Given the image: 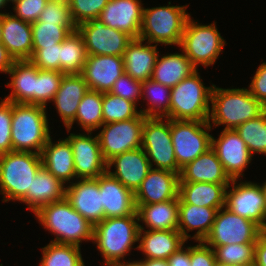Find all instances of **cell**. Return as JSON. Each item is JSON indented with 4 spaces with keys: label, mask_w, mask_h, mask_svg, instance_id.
I'll list each match as a JSON object with an SVG mask.
<instances>
[{
    "label": "cell",
    "mask_w": 266,
    "mask_h": 266,
    "mask_svg": "<svg viewBox=\"0 0 266 266\" xmlns=\"http://www.w3.org/2000/svg\"><path fill=\"white\" fill-rule=\"evenodd\" d=\"M79 180L75 183L69 182L71 185L66 187L65 198L78 213L95 226L104 219L99 177Z\"/></svg>",
    "instance_id": "cell-17"
},
{
    "label": "cell",
    "mask_w": 266,
    "mask_h": 266,
    "mask_svg": "<svg viewBox=\"0 0 266 266\" xmlns=\"http://www.w3.org/2000/svg\"><path fill=\"white\" fill-rule=\"evenodd\" d=\"M143 42L140 38L133 39L123 55L124 73L141 82L151 79L159 55L156 44Z\"/></svg>",
    "instance_id": "cell-27"
},
{
    "label": "cell",
    "mask_w": 266,
    "mask_h": 266,
    "mask_svg": "<svg viewBox=\"0 0 266 266\" xmlns=\"http://www.w3.org/2000/svg\"><path fill=\"white\" fill-rule=\"evenodd\" d=\"M165 120L160 117H144L141 148L145 151L151 168L153 162L156 169L180 174L181 168L177 165L172 144L170 119Z\"/></svg>",
    "instance_id": "cell-10"
},
{
    "label": "cell",
    "mask_w": 266,
    "mask_h": 266,
    "mask_svg": "<svg viewBox=\"0 0 266 266\" xmlns=\"http://www.w3.org/2000/svg\"><path fill=\"white\" fill-rule=\"evenodd\" d=\"M86 134H74L66 138L71 145L75 174L78 179H96L107 172V162L104 160L99 138Z\"/></svg>",
    "instance_id": "cell-15"
},
{
    "label": "cell",
    "mask_w": 266,
    "mask_h": 266,
    "mask_svg": "<svg viewBox=\"0 0 266 266\" xmlns=\"http://www.w3.org/2000/svg\"><path fill=\"white\" fill-rule=\"evenodd\" d=\"M110 93L136 104L141 98L142 82L133 79L130 75L123 73L113 84Z\"/></svg>",
    "instance_id": "cell-47"
},
{
    "label": "cell",
    "mask_w": 266,
    "mask_h": 266,
    "mask_svg": "<svg viewBox=\"0 0 266 266\" xmlns=\"http://www.w3.org/2000/svg\"><path fill=\"white\" fill-rule=\"evenodd\" d=\"M139 227L140 243L136 249L143 252L144 259L167 260L186 242L179 230H145L143 226Z\"/></svg>",
    "instance_id": "cell-24"
},
{
    "label": "cell",
    "mask_w": 266,
    "mask_h": 266,
    "mask_svg": "<svg viewBox=\"0 0 266 266\" xmlns=\"http://www.w3.org/2000/svg\"><path fill=\"white\" fill-rule=\"evenodd\" d=\"M138 215L105 218L94 226L93 243L105 259L104 266H114L128 255L139 240Z\"/></svg>",
    "instance_id": "cell-3"
},
{
    "label": "cell",
    "mask_w": 266,
    "mask_h": 266,
    "mask_svg": "<svg viewBox=\"0 0 266 266\" xmlns=\"http://www.w3.org/2000/svg\"><path fill=\"white\" fill-rule=\"evenodd\" d=\"M208 122L224 129H236L262 114L266 107L246 88L223 89L213 85Z\"/></svg>",
    "instance_id": "cell-1"
},
{
    "label": "cell",
    "mask_w": 266,
    "mask_h": 266,
    "mask_svg": "<svg viewBox=\"0 0 266 266\" xmlns=\"http://www.w3.org/2000/svg\"><path fill=\"white\" fill-rule=\"evenodd\" d=\"M34 215L46 230L56 235L51 242L80 247L82 241L93 240L94 226L66 198L42 206Z\"/></svg>",
    "instance_id": "cell-2"
},
{
    "label": "cell",
    "mask_w": 266,
    "mask_h": 266,
    "mask_svg": "<svg viewBox=\"0 0 266 266\" xmlns=\"http://www.w3.org/2000/svg\"><path fill=\"white\" fill-rule=\"evenodd\" d=\"M179 174L151 168L148 175L136 190V204H154L172 199H179Z\"/></svg>",
    "instance_id": "cell-20"
},
{
    "label": "cell",
    "mask_w": 266,
    "mask_h": 266,
    "mask_svg": "<svg viewBox=\"0 0 266 266\" xmlns=\"http://www.w3.org/2000/svg\"><path fill=\"white\" fill-rule=\"evenodd\" d=\"M231 184L208 182H179V204H193L202 207L224 208L226 189Z\"/></svg>",
    "instance_id": "cell-30"
},
{
    "label": "cell",
    "mask_w": 266,
    "mask_h": 266,
    "mask_svg": "<svg viewBox=\"0 0 266 266\" xmlns=\"http://www.w3.org/2000/svg\"><path fill=\"white\" fill-rule=\"evenodd\" d=\"M16 60L0 41V72L7 73Z\"/></svg>",
    "instance_id": "cell-54"
},
{
    "label": "cell",
    "mask_w": 266,
    "mask_h": 266,
    "mask_svg": "<svg viewBox=\"0 0 266 266\" xmlns=\"http://www.w3.org/2000/svg\"><path fill=\"white\" fill-rule=\"evenodd\" d=\"M10 1L13 3V2L16 1V0H7V2H10Z\"/></svg>",
    "instance_id": "cell-61"
},
{
    "label": "cell",
    "mask_w": 266,
    "mask_h": 266,
    "mask_svg": "<svg viewBox=\"0 0 266 266\" xmlns=\"http://www.w3.org/2000/svg\"><path fill=\"white\" fill-rule=\"evenodd\" d=\"M7 74L12 89L5 99L18 104L36 105L37 67L30 60H16Z\"/></svg>",
    "instance_id": "cell-29"
},
{
    "label": "cell",
    "mask_w": 266,
    "mask_h": 266,
    "mask_svg": "<svg viewBox=\"0 0 266 266\" xmlns=\"http://www.w3.org/2000/svg\"><path fill=\"white\" fill-rule=\"evenodd\" d=\"M215 266H234V265L222 264V263L217 262Z\"/></svg>",
    "instance_id": "cell-60"
},
{
    "label": "cell",
    "mask_w": 266,
    "mask_h": 266,
    "mask_svg": "<svg viewBox=\"0 0 266 266\" xmlns=\"http://www.w3.org/2000/svg\"><path fill=\"white\" fill-rule=\"evenodd\" d=\"M237 181L232 179V189H226L225 207L266 230V205L261 185L247 181L237 184Z\"/></svg>",
    "instance_id": "cell-13"
},
{
    "label": "cell",
    "mask_w": 266,
    "mask_h": 266,
    "mask_svg": "<svg viewBox=\"0 0 266 266\" xmlns=\"http://www.w3.org/2000/svg\"><path fill=\"white\" fill-rule=\"evenodd\" d=\"M42 167L40 154L12 151L0 155V192L3 202L19 201L31 190V184Z\"/></svg>",
    "instance_id": "cell-5"
},
{
    "label": "cell",
    "mask_w": 266,
    "mask_h": 266,
    "mask_svg": "<svg viewBox=\"0 0 266 266\" xmlns=\"http://www.w3.org/2000/svg\"><path fill=\"white\" fill-rule=\"evenodd\" d=\"M142 5L141 0H109L97 20L136 39L142 24Z\"/></svg>",
    "instance_id": "cell-18"
},
{
    "label": "cell",
    "mask_w": 266,
    "mask_h": 266,
    "mask_svg": "<svg viewBox=\"0 0 266 266\" xmlns=\"http://www.w3.org/2000/svg\"><path fill=\"white\" fill-rule=\"evenodd\" d=\"M36 22L75 25L70 15L68 0H48Z\"/></svg>",
    "instance_id": "cell-45"
},
{
    "label": "cell",
    "mask_w": 266,
    "mask_h": 266,
    "mask_svg": "<svg viewBox=\"0 0 266 266\" xmlns=\"http://www.w3.org/2000/svg\"><path fill=\"white\" fill-rule=\"evenodd\" d=\"M115 167L111 172L110 168ZM151 169L150 161L142 148L126 151L107 162V172L134 193Z\"/></svg>",
    "instance_id": "cell-21"
},
{
    "label": "cell",
    "mask_w": 266,
    "mask_h": 266,
    "mask_svg": "<svg viewBox=\"0 0 266 266\" xmlns=\"http://www.w3.org/2000/svg\"><path fill=\"white\" fill-rule=\"evenodd\" d=\"M114 266H144L143 264H142V261L140 260V261H133V262H119V263H117V264H115Z\"/></svg>",
    "instance_id": "cell-56"
},
{
    "label": "cell",
    "mask_w": 266,
    "mask_h": 266,
    "mask_svg": "<svg viewBox=\"0 0 266 266\" xmlns=\"http://www.w3.org/2000/svg\"><path fill=\"white\" fill-rule=\"evenodd\" d=\"M198 243L191 247V266H215L217 261L213 248L203 241Z\"/></svg>",
    "instance_id": "cell-50"
},
{
    "label": "cell",
    "mask_w": 266,
    "mask_h": 266,
    "mask_svg": "<svg viewBox=\"0 0 266 266\" xmlns=\"http://www.w3.org/2000/svg\"><path fill=\"white\" fill-rule=\"evenodd\" d=\"M213 84L205 87L198 69L171 88L169 113L173 120L208 121Z\"/></svg>",
    "instance_id": "cell-6"
},
{
    "label": "cell",
    "mask_w": 266,
    "mask_h": 266,
    "mask_svg": "<svg viewBox=\"0 0 266 266\" xmlns=\"http://www.w3.org/2000/svg\"><path fill=\"white\" fill-rule=\"evenodd\" d=\"M225 40L217 30L215 22L202 25L187 19L180 46L184 54L197 68L213 65L224 48Z\"/></svg>",
    "instance_id": "cell-8"
},
{
    "label": "cell",
    "mask_w": 266,
    "mask_h": 266,
    "mask_svg": "<svg viewBox=\"0 0 266 266\" xmlns=\"http://www.w3.org/2000/svg\"><path fill=\"white\" fill-rule=\"evenodd\" d=\"M40 156L42 166L62 183L76 178L72 148L67 139L53 143L50 136Z\"/></svg>",
    "instance_id": "cell-31"
},
{
    "label": "cell",
    "mask_w": 266,
    "mask_h": 266,
    "mask_svg": "<svg viewBox=\"0 0 266 266\" xmlns=\"http://www.w3.org/2000/svg\"><path fill=\"white\" fill-rule=\"evenodd\" d=\"M263 231L252 220L241 217L224 207L218 210L211 230L203 242L209 246L256 243Z\"/></svg>",
    "instance_id": "cell-11"
},
{
    "label": "cell",
    "mask_w": 266,
    "mask_h": 266,
    "mask_svg": "<svg viewBox=\"0 0 266 266\" xmlns=\"http://www.w3.org/2000/svg\"><path fill=\"white\" fill-rule=\"evenodd\" d=\"M88 91L81 74H64L54 99L57 112L66 128L75 120L80 101Z\"/></svg>",
    "instance_id": "cell-25"
},
{
    "label": "cell",
    "mask_w": 266,
    "mask_h": 266,
    "mask_svg": "<svg viewBox=\"0 0 266 266\" xmlns=\"http://www.w3.org/2000/svg\"><path fill=\"white\" fill-rule=\"evenodd\" d=\"M235 130L246 143L252 156L253 153L266 154V110Z\"/></svg>",
    "instance_id": "cell-40"
},
{
    "label": "cell",
    "mask_w": 266,
    "mask_h": 266,
    "mask_svg": "<svg viewBox=\"0 0 266 266\" xmlns=\"http://www.w3.org/2000/svg\"><path fill=\"white\" fill-rule=\"evenodd\" d=\"M63 76L60 71L37 68L36 105L46 107L54 99Z\"/></svg>",
    "instance_id": "cell-43"
},
{
    "label": "cell",
    "mask_w": 266,
    "mask_h": 266,
    "mask_svg": "<svg viewBox=\"0 0 266 266\" xmlns=\"http://www.w3.org/2000/svg\"><path fill=\"white\" fill-rule=\"evenodd\" d=\"M102 100L103 93L88 89L79 103L74 122L67 127V132H70L75 121L86 132L92 133L95 129H101L104 124Z\"/></svg>",
    "instance_id": "cell-35"
},
{
    "label": "cell",
    "mask_w": 266,
    "mask_h": 266,
    "mask_svg": "<svg viewBox=\"0 0 266 266\" xmlns=\"http://www.w3.org/2000/svg\"><path fill=\"white\" fill-rule=\"evenodd\" d=\"M38 69L60 71L61 42L38 49L29 59Z\"/></svg>",
    "instance_id": "cell-46"
},
{
    "label": "cell",
    "mask_w": 266,
    "mask_h": 266,
    "mask_svg": "<svg viewBox=\"0 0 266 266\" xmlns=\"http://www.w3.org/2000/svg\"><path fill=\"white\" fill-rule=\"evenodd\" d=\"M218 209L202 207L193 204H179L178 230L187 241L194 239L203 241L211 230ZM186 229V230H185ZM196 229L197 232L191 237L187 232Z\"/></svg>",
    "instance_id": "cell-32"
},
{
    "label": "cell",
    "mask_w": 266,
    "mask_h": 266,
    "mask_svg": "<svg viewBox=\"0 0 266 266\" xmlns=\"http://www.w3.org/2000/svg\"><path fill=\"white\" fill-rule=\"evenodd\" d=\"M141 98L148 100V108L140 110L144 117L164 118L169 113L171 88L152 79L142 82ZM144 96V97H143Z\"/></svg>",
    "instance_id": "cell-37"
},
{
    "label": "cell",
    "mask_w": 266,
    "mask_h": 266,
    "mask_svg": "<svg viewBox=\"0 0 266 266\" xmlns=\"http://www.w3.org/2000/svg\"><path fill=\"white\" fill-rule=\"evenodd\" d=\"M104 219L137 214L135 194L108 172L99 176Z\"/></svg>",
    "instance_id": "cell-22"
},
{
    "label": "cell",
    "mask_w": 266,
    "mask_h": 266,
    "mask_svg": "<svg viewBox=\"0 0 266 266\" xmlns=\"http://www.w3.org/2000/svg\"><path fill=\"white\" fill-rule=\"evenodd\" d=\"M87 57L84 39L76 29L61 42L60 72L63 74H81Z\"/></svg>",
    "instance_id": "cell-36"
},
{
    "label": "cell",
    "mask_w": 266,
    "mask_h": 266,
    "mask_svg": "<svg viewBox=\"0 0 266 266\" xmlns=\"http://www.w3.org/2000/svg\"><path fill=\"white\" fill-rule=\"evenodd\" d=\"M2 21H3V13H0V41L2 39Z\"/></svg>",
    "instance_id": "cell-58"
},
{
    "label": "cell",
    "mask_w": 266,
    "mask_h": 266,
    "mask_svg": "<svg viewBox=\"0 0 266 266\" xmlns=\"http://www.w3.org/2000/svg\"><path fill=\"white\" fill-rule=\"evenodd\" d=\"M43 166L34 177L31 190L20 200L36 213L42 206L65 198L66 187Z\"/></svg>",
    "instance_id": "cell-28"
},
{
    "label": "cell",
    "mask_w": 266,
    "mask_h": 266,
    "mask_svg": "<svg viewBox=\"0 0 266 266\" xmlns=\"http://www.w3.org/2000/svg\"><path fill=\"white\" fill-rule=\"evenodd\" d=\"M211 148L231 179L244 176L242 172L252 160V154L235 129H223L218 139L211 136Z\"/></svg>",
    "instance_id": "cell-16"
},
{
    "label": "cell",
    "mask_w": 266,
    "mask_h": 266,
    "mask_svg": "<svg viewBox=\"0 0 266 266\" xmlns=\"http://www.w3.org/2000/svg\"><path fill=\"white\" fill-rule=\"evenodd\" d=\"M159 56L160 54L156 60L151 79L170 88L197 70L183 51L182 53L162 55L161 58Z\"/></svg>",
    "instance_id": "cell-34"
},
{
    "label": "cell",
    "mask_w": 266,
    "mask_h": 266,
    "mask_svg": "<svg viewBox=\"0 0 266 266\" xmlns=\"http://www.w3.org/2000/svg\"><path fill=\"white\" fill-rule=\"evenodd\" d=\"M144 8L139 38L149 43L180 46L187 19L185 6ZM187 6V7H186Z\"/></svg>",
    "instance_id": "cell-7"
},
{
    "label": "cell",
    "mask_w": 266,
    "mask_h": 266,
    "mask_svg": "<svg viewBox=\"0 0 266 266\" xmlns=\"http://www.w3.org/2000/svg\"><path fill=\"white\" fill-rule=\"evenodd\" d=\"M211 129L208 121L170 119L172 144L180 168L211 148V134L207 132Z\"/></svg>",
    "instance_id": "cell-9"
},
{
    "label": "cell",
    "mask_w": 266,
    "mask_h": 266,
    "mask_svg": "<svg viewBox=\"0 0 266 266\" xmlns=\"http://www.w3.org/2000/svg\"><path fill=\"white\" fill-rule=\"evenodd\" d=\"M0 155L12 152L11 122L12 102L6 99L0 100Z\"/></svg>",
    "instance_id": "cell-48"
},
{
    "label": "cell",
    "mask_w": 266,
    "mask_h": 266,
    "mask_svg": "<svg viewBox=\"0 0 266 266\" xmlns=\"http://www.w3.org/2000/svg\"><path fill=\"white\" fill-rule=\"evenodd\" d=\"M248 90L266 107V62L257 68Z\"/></svg>",
    "instance_id": "cell-51"
},
{
    "label": "cell",
    "mask_w": 266,
    "mask_h": 266,
    "mask_svg": "<svg viewBox=\"0 0 266 266\" xmlns=\"http://www.w3.org/2000/svg\"><path fill=\"white\" fill-rule=\"evenodd\" d=\"M136 105L110 92L103 93L102 114L104 124L136 118L140 114Z\"/></svg>",
    "instance_id": "cell-42"
},
{
    "label": "cell",
    "mask_w": 266,
    "mask_h": 266,
    "mask_svg": "<svg viewBox=\"0 0 266 266\" xmlns=\"http://www.w3.org/2000/svg\"><path fill=\"white\" fill-rule=\"evenodd\" d=\"M144 266H169L167 260L161 259H141Z\"/></svg>",
    "instance_id": "cell-55"
},
{
    "label": "cell",
    "mask_w": 266,
    "mask_h": 266,
    "mask_svg": "<svg viewBox=\"0 0 266 266\" xmlns=\"http://www.w3.org/2000/svg\"><path fill=\"white\" fill-rule=\"evenodd\" d=\"M179 178V182L230 184L232 181L212 148L181 168Z\"/></svg>",
    "instance_id": "cell-26"
},
{
    "label": "cell",
    "mask_w": 266,
    "mask_h": 266,
    "mask_svg": "<svg viewBox=\"0 0 266 266\" xmlns=\"http://www.w3.org/2000/svg\"><path fill=\"white\" fill-rule=\"evenodd\" d=\"M76 29L82 35L88 55L123 56L133 38L118 29L90 20L79 24Z\"/></svg>",
    "instance_id": "cell-14"
},
{
    "label": "cell",
    "mask_w": 266,
    "mask_h": 266,
    "mask_svg": "<svg viewBox=\"0 0 266 266\" xmlns=\"http://www.w3.org/2000/svg\"><path fill=\"white\" fill-rule=\"evenodd\" d=\"M49 132L45 106L12 102L11 141L13 151L40 154L50 137Z\"/></svg>",
    "instance_id": "cell-4"
},
{
    "label": "cell",
    "mask_w": 266,
    "mask_h": 266,
    "mask_svg": "<svg viewBox=\"0 0 266 266\" xmlns=\"http://www.w3.org/2000/svg\"><path fill=\"white\" fill-rule=\"evenodd\" d=\"M138 221L148 230H178L179 199L154 204H136Z\"/></svg>",
    "instance_id": "cell-33"
},
{
    "label": "cell",
    "mask_w": 266,
    "mask_h": 266,
    "mask_svg": "<svg viewBox=\"0 0 266 266\" xmlns=\"http://www.w3.org/2000/svg\"><path fill=\"white\" fill-rule=\"evenodd\" d=\"M256 243L227 244L210 246L213 248L216 261L234 266H254Z\"/></svg>",
    "instance_id": "cell-41"
},
{
    "label": "cell",
    "mask_w": 266,
    "mask_h": 266,
    "mask_svg": "<svg viewBox=\"0 0 266 266\" xmlns=\"http://www.w3.org/2000/svg\"><path fill=\"white\" fill-rule=\"evenodd\" d=\"M123 73V56L88 55L81 75L89 90L106 93Z\"/></svg>",
    "instance_id": "cell-19"
},
{
    "label": "cell",
    "mask_w": 266,
    "mask_h": 266,
    "mask_svg": "<svg viewBox=\"0 0 266 266\" xmlns=\"http://www.w3.org/2000/svg\"><path fill=\"white\" fill-rule=\"evenodd\" d=\"M1 42L15 60H29L33 49L31 23L3 13Z\"/></svg>",
    "instance_id": "cell-23"
},
{
    "label": "cell",
    "mask_w": 266,
    "mask_h": 266,
    "mask_svg": "<svg viewBox=\"0 0 266 266\" xmlns=\"http://www.w3.org/2000/svg\"><path fill=\"white\" fill-rule=\"evenodd\" d=\"M33 49L32 55L42 47L54 46L63 42L67 36L76 30V25H55L45 22L31 23Z\"/></svg>",
    "instance_id": "cell-39"
},
{
    "label": "cell",
    "mask_w": 266,
    "mask_h": 266,
    "mask_svg": "<svg viewBox=\"0 0 266 266\" xmlns=\"http://www.w3.org/2000/svg\"><path fill=\"white\" fill-rule=\"evenodd\" d=\"M254 266H266V230L256 240Z\"/></svg>",
    "instance_id": "cell-53"
},
{
    "label": "cell",
    "mask_w": 266,
    "mask_h": 266,
    "mask_svg": "<svg viewBox=\"0 0 266 266\" xmlns=\"http://www.w3.org/2000/svg\"><path fill=\"white\" fill-rule=\"evenodd\" d=\"M109 0H68L70 15L76 27L86 21L97 20Z\"/></svg>",
    "instance_id": "cell-44"
},
{
    "label": "cell",
    "mask_w": 266,
    "mask_h": 266,
    "mask_svg": "<svg viewBox=\"0 0 266 266\" xmlns=\"http://www.w3.org/2000/svg\"><path fill=\"white\" fill-rule=\"evenodd\" d=\"M7 0H0V8H4L7 5Z\"/></svg>",
    "instance_id": "cell-59"
},
{
    "label": "cell",
    "mask_w": 266,
    "mask_h": 266,
    "mask_svg": "<svg viewBox=\"0 0 266 266\" xmlns=\"http://www.w3.org/2000/svg\"><path fill=\"white\" fill-rule=\"evenodd\" d=\"M261 185H262L261 189L263 191L264 201H265V205H266V181L263 184H261Z\"/></svg>",
    "instance_id": "cell-57"
},
{
    "label": "cell",
    "mask_w": 266,
    "mask_h": 266,
    "mask_svg": "<svg viewBox=\"0 0 266 266\" xmlns=\"http://www.w3.org/2000/svg\"><path fill=\"white\" fill-rule=\"evenodd\" d=\"M183 248L184 245L167 259L169 266H191V246Z\"/></svg>",
    "instance_id": "cell-52"
},
{
    "label": "cell",
    "mask_w": 266,
    "mask_h": 266,
    "mask_svg": "<svg viewBox=\"0 0 266 266\" xmlns=\"http://www.w3.org/2000/svg\"><path fill=\"white\" fill-rule=\"evenodd\" d=\"M48 0H16L13 10L16 17L26 22H36Z\"/></svg>",
    "instance_id": "cell-49"
},
{
    "label": "cell",
    "mask_w": 266,
    "mask_h": 266,
    "mask_svg": "<svg viewBox=\"0 0 266 266\" xmlns=\"http://www.w3.org/2000/svg\"><path fill=\"white\" fill-rule=\"evenodd\" d=\"M144 116L103 124L99 138L101 153L106 162L126 151L141 148Z\"/></svg>",
    "instance_id": "cell-12"
},
{
    "label": "cell",
    "mask_w": 266,
    "mask_h": 266,
    "mask_svg": "<svg viewBox=\"0 0 266 266\" xmlns=\"http://www.w3.org/2000/svg\"><path fill=\"white\" fill-rule=\"evenodd\" d=\"M41 250L40 266H85L79 246L50 241Z\"/></svg>",
    "instance_id": "cell-38"
}]
</instances>
